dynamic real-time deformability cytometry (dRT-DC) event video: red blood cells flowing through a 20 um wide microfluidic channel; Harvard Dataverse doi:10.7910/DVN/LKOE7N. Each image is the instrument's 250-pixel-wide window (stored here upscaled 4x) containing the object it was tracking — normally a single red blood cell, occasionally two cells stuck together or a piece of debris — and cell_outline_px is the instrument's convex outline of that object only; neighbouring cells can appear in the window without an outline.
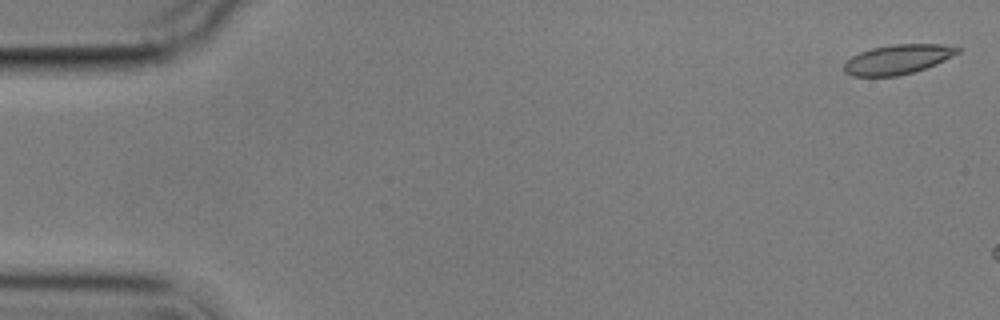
{"species": "common noctule bat (a hibernating species)", "species_latin": "Nyctalus noctula", "temperature_condition": "cold", "stored_images_in_passage": 4, "camera_frame_rate_fps": 3000, "um_per_image_px": 0.085, "animal": {"sex": "male", "body_mass_g": 17.9}, "frame": {"image": 1, "passage_image": 1, "time_ms": 0.0, "image_size_px": [1000, 320], "cell_outline_px": [[960, 52], [936, 64], [912, 72], [896, 76], [852, 76], [844, 72], [844, 64], [852, 56], [860, 52], [872, 48], [892, 44], [940, 44], [960, 48]], "centroid_in_image_um": [76.28, 5.04], "position_along_channel_um": 8.7, "area_um2": 19.36}}